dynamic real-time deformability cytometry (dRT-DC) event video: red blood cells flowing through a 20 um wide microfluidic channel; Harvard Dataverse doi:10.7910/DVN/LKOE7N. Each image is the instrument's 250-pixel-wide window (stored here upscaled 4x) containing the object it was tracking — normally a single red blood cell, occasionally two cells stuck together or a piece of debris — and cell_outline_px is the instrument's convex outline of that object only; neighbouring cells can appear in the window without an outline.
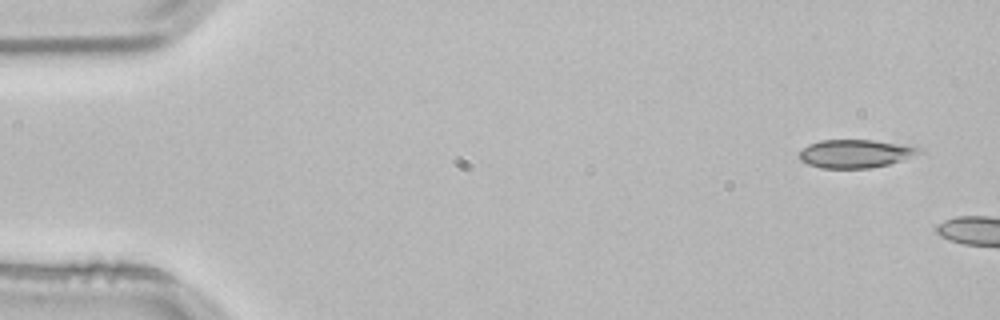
{"species": "common noctule bat (a hibernating species)", "species_latin": "Nyctalus noctula", "temperature_condition": "room temperature", "stored_images_in_passage": 4, "camera_frame_rate_fps": 3000, "um_per_image_px": 0.085, "animal": {"sex": "male", "body_mass_g": 21.5, "forearm_length_mm": 52.0}, "frame": {"image": 1, "passage_image": 1, "time_ms": 0.0, "image_size_px": [1000, 320], "cell_outline_px": [[924, 152], [888, 164], [868, 168], [820, 168], [808, 164], [800, 160], [800, 152], [808, 144], [820, 140], [872, 140], [916, 144], [924, 148]], "centroid_in_image_um": [72.8, 13.03], "position_along_channel_um": 12.2, "area_um2": 20.06}}